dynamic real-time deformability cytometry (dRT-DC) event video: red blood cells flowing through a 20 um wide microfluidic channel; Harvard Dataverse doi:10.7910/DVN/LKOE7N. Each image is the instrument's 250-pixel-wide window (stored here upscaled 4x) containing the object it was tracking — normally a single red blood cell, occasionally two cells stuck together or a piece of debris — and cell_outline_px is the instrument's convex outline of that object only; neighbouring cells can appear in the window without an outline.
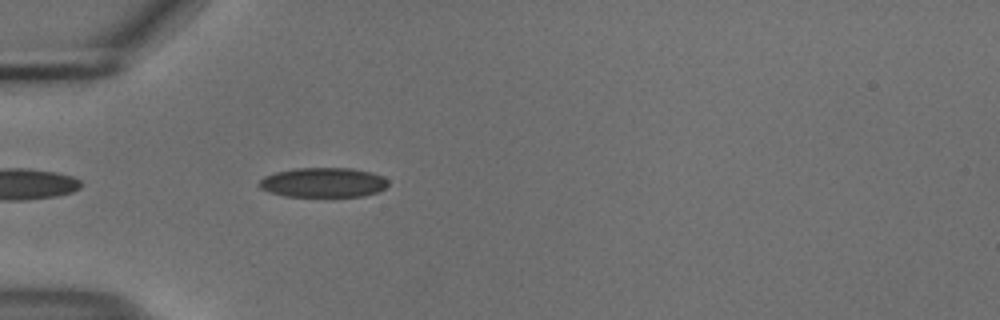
{"species": "common noctule bat (a hibernating species)", "species_latin": "Nyctalus noctula", "temperature_condition": "cold", "stored_images_in_passage": 41, "camera_frame_rate_fps": 3000, "um_per_image_px": 0.085, "animal": {"sex": "male", "body_mass_g": 18.8}, "frame": {"image": 1, "passage_image": 3, "time_ms": 0.667, "image_size_px": [1000, 320], "cell_outline_px": [[388, 184], [384, 188], [376, 192], [364, 196], [284, 196], [260, 188], [260, 180], [264, 176], [276, 172], [292, 168], [352, 168], [372, 172], [384, 176], [388, 180]], "centroid_in_image_um": [27.51, 15.5], "position_along_channel_um": 57.5, "area_um2": 22.25}}
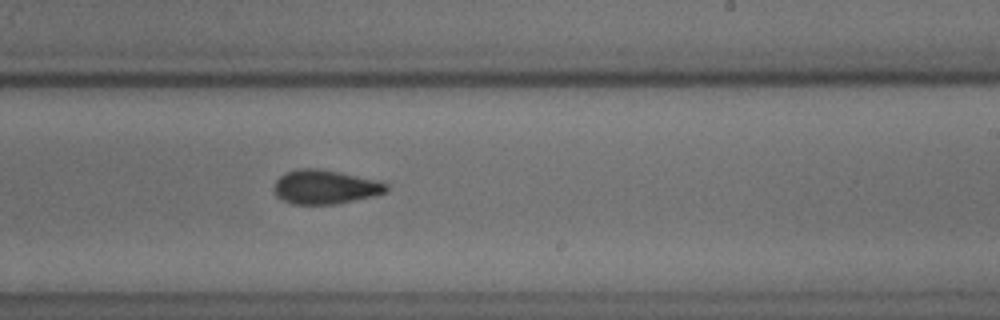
{"frame": {"image": 2, "passage_image": 20, "time_ms": 6.333, "image_size_px": [1000, 320], "cell_outline_px": [[388, 188], [384, 192], [372, 196], [332, 204], [292, 204], [280, 200], [276, 196], [272, 188], [276, 180], [284, 172], [296, 168], [316, 168], [340, 172], [380, 180], [388, 184]], "centroid_in_image_um": [27.57, 15.87], "position_along_channel_um": 261.4, "area_um2": 22.48}}
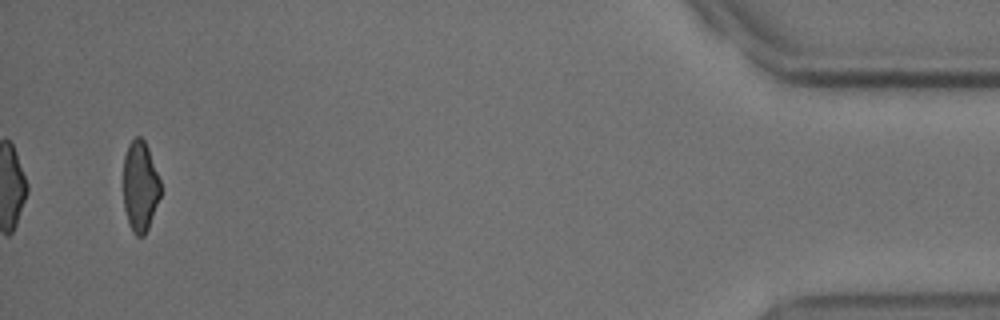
{"frame": {"image": 3, "passage_image": 39, "time_ms": 12.667, "image_size_px": [1000, 320], "cell_outline_px": [[160, 196], [148, 228], [144, 236], [136, 236], [132, 232], [128, 224], [124, 208], [124, 156], [128, 144], [136, 136], [140, 136], [144, 140], [148, 148], [160, 180]], "centroid_in_image_um": [11.9, 15.85], "position_along_channel_um": 423.3, "area_um2": 19.59}, "authors_computed_cell_mechanics": {"area_um2": 22.0796, "velocity_mm_per_s": 3.7224, "shape_relaxation_time_tau1_ms": 6.4092, "shape_relaxation_time_tau2_ms": 2.3309, "deformation_change_tau1": 0.1182, "deformation_change_tau2": 0.0736}}